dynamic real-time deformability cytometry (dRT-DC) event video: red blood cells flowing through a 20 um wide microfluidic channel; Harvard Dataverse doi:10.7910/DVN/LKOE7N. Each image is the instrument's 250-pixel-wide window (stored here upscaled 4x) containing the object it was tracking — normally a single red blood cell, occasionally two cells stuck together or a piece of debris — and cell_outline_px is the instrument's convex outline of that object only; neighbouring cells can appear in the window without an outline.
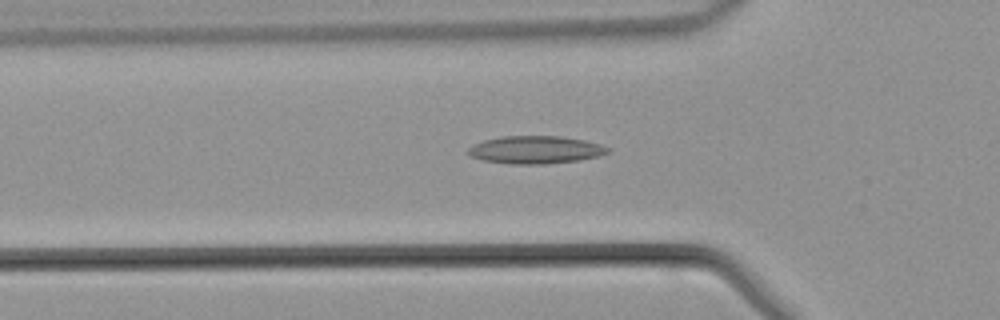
{"species": "common noctule bat (a hibernating species)", "species_latin": "Nyctalus noctula", "temperature_condition": "warm", "stored_images_in_passage": 39, "camera_frame_rate_fps": 3000, "um_per_image_px": 0.085, "animal": {"sex": "male", "body_mass_g": 21.5, "forearm_length_mm": 52.0}, "frame": {"image": 1, "passage_image": 14, "time_ms": 4.333, "image_size_px": [1000, 320], "cell_outline_px": [[612, 148], [608, 152], [596, 156], [580, 160], [544, 164], [508, 164], [484, 160], [472, 156], [468, 152], [468, 148], [472, 144], [484, 140], [504, 136], [560, 136], [584, 140], [600, 144]], "centroid_in_image_um": [45.52, 12.73], "position_along_channel_um": 80.3, "area_um2": 22.48}}
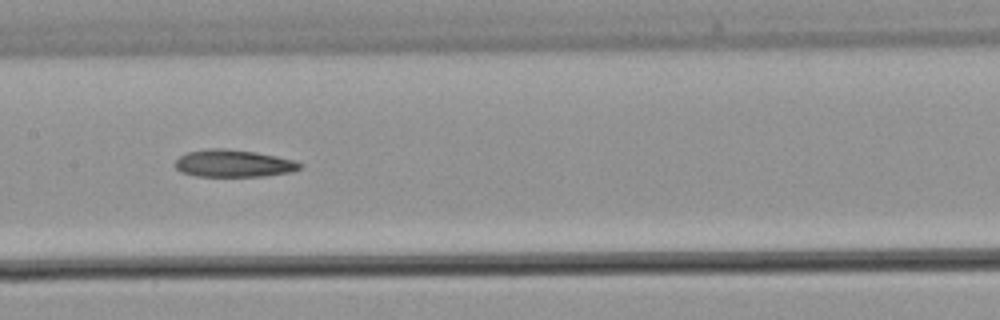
{"frame": {"image": 2, "passage_image": 21, "time_ms": 6.667, "image_size_px": [1000, 320], "cell_outline_px": [[304, 164], [300, 168], [292, 172], [264, 176], [196, 176], [180, 172], [172, 164], [180, 156], [188, 152], [208, 148], [224, 148], [256, 152], [296, 160]], "centroid_in_image_um": [19.85, 13.89], "position_along_channel_um": 187.6, "area_um2": 20.06}}
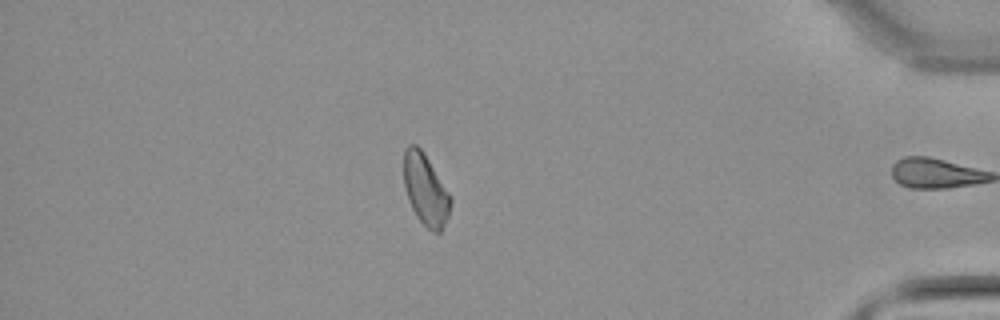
{"frame": {"image": 3, "passage_image": 38, "time_ms": 12.333, "image_size_px": [1000, 320], "cell_outline_px": [[452, 204], [448, 216], [440, 232], [432, 232], [416, 216], [412, 208], [404, 184], [404, 148], [408, 144], [416, 144], [424, 152], [452, 196]], "centroid_in_image_um": [36.19, 16.09], "position_along_channel_um": 399.0, "area_um2": 19.48}}